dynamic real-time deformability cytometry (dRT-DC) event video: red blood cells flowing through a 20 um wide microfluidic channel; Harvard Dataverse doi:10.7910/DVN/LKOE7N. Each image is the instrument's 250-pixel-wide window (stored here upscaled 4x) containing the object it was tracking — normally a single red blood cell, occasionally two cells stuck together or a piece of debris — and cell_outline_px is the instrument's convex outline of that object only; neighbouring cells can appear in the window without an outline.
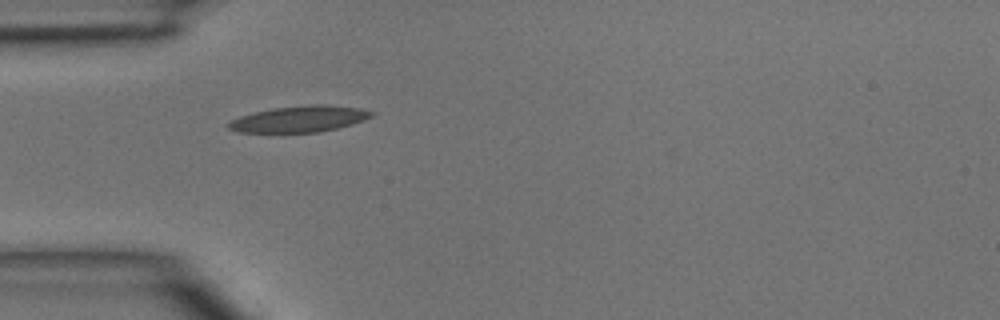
{"species": "common noctule bat (a hibernating species)", "species_latin": "Nyctalus noctula", "temperature_condition": "room temperature", "stored_images_in_passage": 5, "camera_frame_rate_fps": 3000, "um_per_image_px": 0.085, "animal": {"sex": "male", "body_mass_g": 15.6}, "frame": {"image": 1, "passage_image": 1, "time_ms": 0.0, "image_size_px": [1000, 320], "cell_outline_px": [[376, 112], [372, 116], [364, 120], [352, 124], [320, 132], [236, 132], [228, 128], [228, 124], [232, 120], [240, 116], [256, 112], [276, 108], [312, 104], [324, 104], [360, 108]], "centroid_in_image_um": [25.49, 10.11], "position_along_channel_um": 59.5, "area_um2": 21.62}}
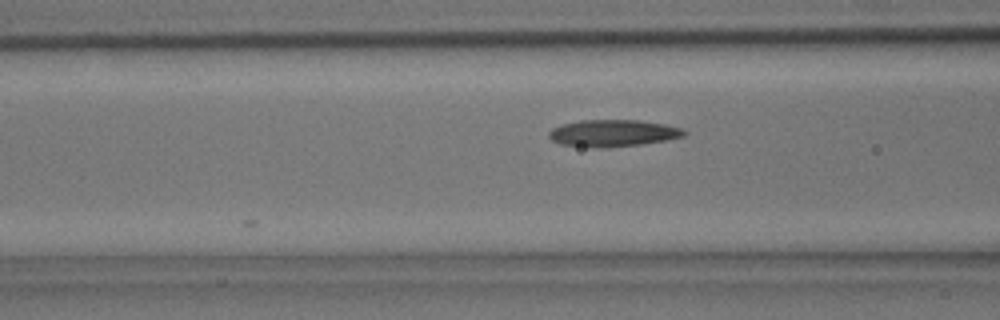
{"frame": {"image": 2, "passage_image": 5, "time_ms": 1.333, "image_size_px": [1000, 320], "cell_outline_px": [[688, 132], [684, 136], [668, 140], [640, 144], [600, 148], [592, 148], [560, 144], [552, 140], [548, 136], [548, 132], [552, 128], [560, 124], [580, 120], [640, 120], [664, 124], [684, 128]], "centroid_in_image_um": [52.1, 11.31], "position_along_channel_um": 114.5, "area_um2": 21.44}}